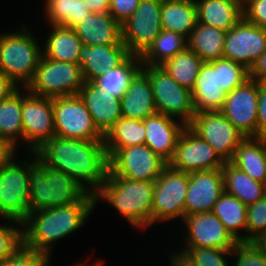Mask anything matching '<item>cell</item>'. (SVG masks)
<instances>
[{
    "mask_svg": "<svg viewBox=\"0 0 266 266\" xmlns=\"http://www.w3.org/2000/svg\"><path fill=\"white\" fill-rule=\"evenodd\" d=\"M162 0H140L122 23V40L131 55L141 56L161 32Z\"/></svg>",
    "mask_w": 266,
    "mask_h": 266,
    "instance_id": "12",
    "label": "cell"
},
{
    "mask_svg": "<svg viewBox=\"0 0 266 266\" xmlns=\"http://www.w3.org/2000/svg\"><path fill=\"white\" fill-rule=\"evenodd\" d=\"M204 61L189 48L166 60L160 67L178 84L188 88L194 87L196 77Z\"/></svg>",
    "mask_w": 266,
    "mask_h": 266,
    "instance_id": "37",
    "label": "cell"
},
{
    "mask_svg": "<svg viewBox=\"0 0 266 266\" xmlns=\"http://www.w3.org/2000/svg\"><path fill=\"white\" fill-rule=\"evenodd\" d=\"M266 50V28L242 18L226 33L223 57L245 65L248 69Z\"/></svg>",
    "mask_w": 266,
    "mask_h": 266,
    "instance_id": "17",
    "label": "cell"
},
{
    "mask_svg": "<svg viewBox=\"0 0 266 266\" xmlns=\"http://www.w3.org/2000/svg\"><path fill=\"white\" fill-rule=\"evenodd\" d=\"M141 70L151 82L157 113L180 117V121L189 126L196 114L191 91L178 84L160 66L142 65Z\"/></svg>",
    "mask_w": 266,
    "mask_h": 266,
    "instance_id": "7",
    "label": "cell"
},
{
    "mask_svg": "<svg viewBox=\"0 0 266 266\" xmlns=\"http://www.w3.org/2000/svg\"><path fill=\"white\" fill-rule=\"evenodd\" d=\"M197 23L220 28H233L243 18L242 1L237 0H195Z\"/></svg>",
    "mask_w": 266,
    "mask_h": 266,
    "instance_id": "26",
    "label": "cell"
},
{
    "mask_svg": "<svg viewBox=\"0 0 266 266\" xmlns=\"http://www.w3.org/2000/svg\"><path fill=\"white\" fill-rule=\"evenodd\" d=\"M247 207L237 197L224 191L212 209V212L238 242H242L239 229L242 228L247 232Z\"/></svg>",
    "mask_w": 266,
    "mask_h": 266,
    "instance_id": "35",
    "label": "cell"
},
{
    "mask_svg": "<svg viewBox=\"0 0 266 266\" xmlns=\"http://www.w3.org/2000/svg\"><path fill=\"white\" fill-rule=\"evenodd\" d=\"M21 86L0 101V137L16 151L17 139L23 140Z\"/></svg>",
    "mask_w": 266,
    "mask_h": 266,
    "instance_id": "32",
    "label": "cell"
},
{
    "mask_svg": "<svg viewBox=\"0 0 266 266\" xmlns=\"http://www.w3.org/2000/svg\"><path fill=\"white\" fill-rule=\"evenodd\" d=\"M224 163L214 148L187 126L179 137L168 165L174 170L191 173L221 169Z\"/></svg>",
    "mask_w": 266,
    "mask_h": 266,
    "instance_id": "15",
    "label": "cell"
},
{
    "mask_svg": "<svg viewBox=\"0 0 266 266\" xmlns=\"http://www.w3.org/2000/svg\"><path fill=\"white\" fill-rule=\"evenodd\" d=\"M197 24L195 1H162L161 29L177 32L189 37Z\"/></svg>",
    "mask_w": 266,
    "mask_h": 266,
    "instance_id": "31",
    "label": "cell"
},
{
    "mask_svg": "<svg viewBox=\"0 0 266 266\" xmlns=\"http://www.w3.org/2000/svg\"><path fill=\"white\" fill-rule=\"evenodd\" d=\"M55 136L84 141H104L78 94L52 98Z\"/></svg>",
    "mask_w": 266,
    "mask_h": 266,
    "instance_id": "10",
    "label": "cell"
},
{
    "mask_svg": "<svg viewBox=\"0 0 266 266\" xmlns=\"http://www.w3.org/2000/svg\"><path fill=\"white\" fill-rule=\"evenodd\" d=\"M259 83L252 79L226 94L221 113L245 137L257 138Z\"/></svg>",
    "mask_w": 266,
    "mask_h": 266,
    "instance_id": "16",
    "label": "cell"
},
{
    "mask_svg": "<svg viewBox=\"0 0 266 266\" xmlns=\"http://www.w3.org/2000/svg\"><path fill=\"white\" fill-rule=\"evenodd\" d=\"M170 258L171 266H197L191 256L185 250H182V252H177L176 255L172 254Z\"/></svg>",
    "mask_w": 266,
    "mask_h": 266,
    "instance_id": "50",
    "label": "cell"
},
{
    "mask_svg": "<svg viewBox=\"0 0 266 266\" xmlns=\"http://www.w3.org/2000/svg\"><path fill=\"white\" fill-rule=\"evenodd\" d=\"M250 243L266 256V230L256 236Z\"/></svg>",
    "mask_w": 266,
    "mask_h": 266,
    "instance_id": "53",
    "label": "cell"
},
{
    "mask_svg": "<svg viewBox=\"0 0 266 266\" xmlns=\"http://www.w3.org/2000/svg\"><path fill=\"white\" fill-rule=\"evenodd\" d=\"M141 68L140 56L130 55L120 66L107 70L93 83L100 89L121 98Z\"/></svg>",
    "mask_w": 266,
    "mask_h": 266,
    "instance_id": "36",
    "label": "cell"
},
{
    "mask_svg": "<svg viewBox=\"0 0 266 266\" xmlns=\"http://www.w3.org/2000/svg\"><path fill=\"white\" fill-rule=\"evenodd\" d=\"M189 127L207 141L224 162H230L246 138L220 111L196 113Z\"/></svg>",
    "mask_w": 266,
    "mask_h": 266,
    "instance_id": "13",
    "label": "cell"
},
{
    "mask_svg": "<svg viewBox=\"0 0 266 266\" xmlns=\"http://www.w3.org/2000/svg\"><path fill=\"white\" fill-rule=\"evenodd\" d=\"M131 54L124 44L83 45L78 58L84 82H93L107 70L120 66Z\"/></svg>",
    "mask_w": 266,
    "mask_h": 266,
    "instance_id": "22",
    "label": "cell"
},
{
    "mask_svg": "<svg viewBox=\"0 0 266 266\" xmlns=\"http://www.w3.org/2000/svg\"><path fill=\"white\" fill-rule=\"evenodd\" d=\"M15 226L0 225V263L13 255L22 245V229Z\"/></svg>",
    "mask_w": 266,
    "mask_h": 266,
    "instance_id": "43",
    "label": "cell"
},
{
    "mask_svg": "<svg viewBox=\"0 0 266 266\" xmlns=\"http://www.w3.org/2000/svg\"><path fill=\"white\" fill-rule=\"evenodd\" d=\"M233 255L237 256L235 266H266V256L250 242H239Z\"/></svg>",
    "mask_w": 266,
    "mask_h": 266,
    "instance_id": "44",
    "label": "cell"
},
{
    "mask_svg": "<svg viewBox=\"0 0 266 266\" xmlns=\"http://www.w3.org/2000/svg\"><path fill=\"white\" fill-rule=\"evenodd\" d=\"M224 191L249 206L266 196V184L255 181L230 162L221 168Z\"/></svg>",
    "mask_w": 266,
    "mask_h": 266,
    "instance_id": "28",
    "label": "cell"
},
{
    "mask_svg": "<svg viewBox=\"0 0 266 266\" xmlns=\"http://www.w3.org/2000/svg\"><path fill=\"white\" fill-rule=\"evenodd\" d=\"M146 128L143 120L121 117L104 136L106 150L144 145Z\"/></svg>",
    "mask_w": 266,
    "mask_h": 266,
    "instance_id": "33",
    "label": "cell"
},
{
    "mask_svg": "<svg viewBox=\"0 0 266 266\" xmlns=\"http://www.w3.org/2000/svg\"><path fill=\"white\" fill-rule=\"evenodd\" d=\"M122 117L144 120L157 113L148 76L140 70L131 80L120 100Z\"/></svg>",
    "mask_w": 266,
    "mask_h": 266,
    "instance_id": "24",
    "label": "cell"
},
{
    "mask_svg": "<svg viewBox=\"0 0 266 266\" xmlns=\"http://www.w3.org/2000/svg\"><path fill=\"white\" fill-rule=\"evenodd\" d=\"M51 26L53 30L48 35L42 55L50 60L78 64L83 43L74 29L61 25Z\"/></svg>",
    "mask_w": 266,
    "mask_h": 266,
    "instance_id": "29",
    "label": "cell"
},
{
    "mask_svg": "<svg viewBox=\"0 0 266 266\" xmlns=\"http://www.w3.org/2000/svg\"><path fill=\"white\" fill-rule=\"evenodd\" d=\"M92 13H109L110 0H84Z\"/></svg>",
    "mask_w": 266,
    "mask_h": 266,
    "instance_id": "51",
    "label": "cell"
},
{
    "mask_svg": "<svg viewBox=\"0 0 266 266\" xmlns=\"http://www.w3.org/2000/svg\"><path fill=\"white\" fill-rule=\"evenodd\" d=\"M257 138L266 139V83H259Z\"/></svg>",
    "mask_w": 266,
    "mask_h": 266,
    "instance_id": "47",
    "label": "cell"
},
{
    "mask_svg": "<svg viewBox=\"0 0 266 266\" xmlns=\"http://www.w3.org/2000/svg\"><path fill=\"white\" fill-rule=\"evenodd\" d=\"M183 222L188 229L186 248L233 250L239 243L212 211L188 215Z\"/></svg>",
    "mask_w": 266,
    "mask_h": 266,
    "instance_id": "18",
    "label": "cell"
},
{
    "mask_svg": "<svg viewBox=\"0 0 266 266\" xmlns=\"http://www.w3.org/2000/svg\"><path fill=\"white\" fill-rule=\"evenodd\" d=\"M15 150L0 137V165H2Z\"/></svg>",
    "mask_w": 266,
    "mask_h": 266,
    "instance_id": "52",
    "label": "cell"
},
{
    "mask_svg": "<svg viewBox=\"0 0 266 266\" xmlns=\"http://www.w3.org/2000/svg\"><path fill=\"white\" fill-rule=\"evenodd\" d=\"M35 154L48 167L69 175L92 194L101 187L109 171L104 141L54 136L35 151Z\"/></svg>",
    "mask_w": 266,
    "mask_h": 266,
    "instance_id": "1",
    "label": "cell"
},
{
    "mask_svg": "<svg viewBox=\"0 0 266 266\" xmlns=\"http://www.w3.org/2000/svg\"><path fill=\"white\" fill-rule=\"evenodd\" d=\"M223 192L224 185L221 169L189 173L185 217L198 213L211 212Z\"/></svg>",
    "mask_w": 266,
    "mask_h": 266,
    "instance_id": "19",
    "label": "cell"
},
{
    "mask_svg": "<svg viewBox=\"0 0 266 266\" xmlns=\"http://www.w3.org/2000/svg\"><path fill=\"white\" fill-rule=\"evenodd\" d=\"M22 92L23 140L30 144L29 152L37 151L55 136L52 98Z\"/></svg>",
    "mask_w": 266,
    "mask_h": 266,
    "instance_id": "14",
    "label": "cell"
},
{
    "mask_svg": "<svg viewBox=\"0 0 266 266\" xmlns=\"http://www.w3.org/2000/svg\"><path fill=\"white\" fill-rule=\"evenodd\" d=\"M249 78L258 83H266V50L249 69Z\"/></svg>",
    "mask_w": 266,
    "mask_h": 266,
    "instance_id": "48",
    "label": "cell"
},
{
    "mask_svg": "<svg viewBox=\"0 0 266 266\" xmlns=\"http://www.w3.org/2000/svg\"><path fill=\"white\" fill-rule=\"evenodd\" d=\"M139 3L140 0H110L109 14L122 24L135 12Z\"/></svg>",
    "mask_w": 266,
    "mask_h": 266,
    "instance_id": "46",
    "label": "cell"
},
{
    "mask_svg": "<svg viewBox=\"0 0 266 266\" xmlns=\"http://www.w3.org/2000/svg\"><path fill=\"white\" fill-rule=\"evenodd\" d=\"M154 182L138 181L118 176H107L94 194L97 200L104 199L135 227L152 224Z\"/></svg>",
    "mask_w": 266,
    "mask_h": 266,
    "instance_id": "4",
    "label": "cell"
},
{
    "mask_svg": "<svg viewBox=\"0 0 266 266\" xmlns=\"http://www.w3.org/2000/svg\"><path fill=\"white\" fill-rule=\"evenodd\" d=\"M186 48H188L187 37L177 32L161 30L153 43L140 56V61L145 66H160Z\"/></svg>",
    "mask_w": 266,
    "mask_h": 266,
    "instance_id": "34",
    "label": "cell"
},
{
    "mask_svg": "<svg viewBox=\"0 0 266 266\" xmlns=\"http://www.w3.org/2000/svg\"><path fill=\"white\" fill-rule=\"evenodd\" d=\"M143 122L146 128L145 144L168 164L187 125L177 123L174 118L161 113L147 117Z\"/></svg>",
    "mask_w": 266,
    "mask_h": 266,
    "instance_id": "21",
    "label": "cell"
},
{
    "mask_svg": "<svg viewBox=\"0 0 266 266\" xmlns=\"http://www.w3.org/2000/svg\"><path fill=\"white\" fill-rule=\"evenodd\" d=\"M166 2H182V1H195V0H162Z\"/></svg>",
    "mask_w": 266,
    "mask_h": 266,
    "instance_id": "54",
    "label": "cell"
},
{
    "mask_svg": "<svg viewBox=\"0 0 266 266\" xmlns=\"http://www.w3.org/2000/svg\"><path fill=\"white\" fill-rule=\"evenodd\" d=\"M83 84L82 69L78 64L50 60L42 55L27 89L39 96L55 98L76 95Z\"/></svg>",
    "mask_w": 266,
    "mask_h": 266,
    "instance_id": "8",
    "label": "cell"
},
{
    "mask_svg": "<svg viewBox=\"0 0 266 266\" xmlns=\"http://www.w3.org/2000/svg\"><path fill=\"white\" fill-rule=\"evenodd\" d=\"M50 255L25 248L23 245L0 266H49Z\"/></svg>",
    "mask_w": 266,
    "mask_h": 266,
    "instance_id": "42",
    "label": "cell"
},
{
    "mask_svg": "<svg viewBox=\"0 0 266 266\" xmlns=\"http://www.w3.org/2000/svg\"><path fill=\"white\" fill-rule=\"evenodd\" d=\"M19 87L2 71H0V101L8 98Z\"/></svg>",
    "mask_w": 266,
    "mask_h": 266,
    "instance_id": "49",
    "label": "cell"
},
{
    "mask_svg": "<svg viewBox=\"0 0 266 266\" xmlns=\"http://www.w3.org/2000/svg\"><path fill=\"white\" fill-rule=\"evenodd\" d=\"M196 113L221 111L226 93L219 87L218 69L204 62L191 90Z\"/></svg>",
    "mask_w": 266,
    "mask_h": 266,
    "instance_id": "25",
    "label": "cell"
},
{
    "mask_svg": "<svg viewBox=\"0 0 266 266\" xmlns=\"http://www.w3.org/2000/svg\"><path fill=\"white\" fill-rule=\"evenodd\" d=\"M45 13L51 25L73 28L92 12L84 0H46Z\"/></svg>",
    "mask_w": 266,
    "mask_h": 266,
    "instance_id": "38",
    "label": "cell"
},
{
    "mask_svg": "<svg viewBox=\"0 0 266 266\" xmlns=\"http://www.w3.org/2000/svg\"><path fill=\"white\" fill-rule=\"evenodd\" d=\"M266 230V196L247 207V233L242 242H251Z\"/></svg>",
    "mask_w": 266,
    "mask_h": 266,
    "instance_id": "40",
    "label": "cell"
},
{
    "mask_svg": "<svg viewBox=\"0 0 266 266\" xmlns=\"http://www.w3.org/2000/svg\"><path fill=\"white\" fill-rule=\"evenodd\" d=\"M83 45L123 44L122 24L109 13H91L73 27Z\"/></svg>",
    "mask_w": 266,
    "mask_h": 266,
    "instance_id": "23",
    "label": "cell"
},
{
    "mask_svg": "<svg viewBox=\"0 0 266 266\" xmlns=\"http://www.w3.org/2000/svg\"><path fill=\"white\" fill-rule=\"evenodd\" d=\"M98 131L105 134L122 117L120 97L100 89L93 82H84L78 92Z\"/></svg>",
    "mask_w": 266,
    "mask_h": 266,
    "instance_id": "20",
    "label": "cell"
},
{
    "mask_svg": "<svg viewBox=\"0 0 266 266\" xmlns=\"http://www.w3.org/2000/svg\"><path fill=\"white\" fill-rule=\"evenodd\" d=\"M243 18L262 28H266V0H242Z\"/></svg>",
    "mask_w": 266,
    "mask_h": 266,
    "instance_id": "45",
    "label": "cell"
},
{
    "mask_svg": "<svg viewBox=\"0 0 266 266\" xmlns=\"http://www.w3.org/2000/svg\"><path fill=\"white\" fill-rule=\"evenodd\" d=\"M197 266H228L225 256L232 255L233 250L216 248H184Z\"/></svg>",
    "mask_w": 266,
    "mask_h": 266,
    "instance_id": "41",
    "label": "cell"
},
{
    "mask_svg": "<svg viewBox=\"0 0 266 266\" xmlns=\"http://www.w3.org/2000/svg\"><path fill=\"white\" fill-rule=\"evenodd\" d=\"M28 162L30 212L69 206L83 200L89 192L64 172L48 167L38 155Z\"/></svg>",
    "mask_w": 266,
    "mask_h": 266,
    "instance_id": "3",
    "label": "cell"
},
{
    "mask_svg": "<svg viewBox=\"0 0 266 266\" xmlns=\"http://www.w3.org/2000/svg\"><path fill=\"white\" fill-rule=\"evenodd\" d=\"M226 33L223 29L197 23L187 38L188 48L204 62L222 58Z\"/></svg>",
    "mask_w": 266,
    "mask_h": 266,
    "instance_id": "30",
    "label": "cell"
},
{
    "mask_svg": "<svg viewBox=\"0 0 266 266\" xmlns=\"http://www.w3.org/2000/svg\"><path fill=\"white\" fill-rule=\"evenodd\" d=\"M109 160L107 176L155 182L168 165L146 144L120 150H106Z\"/></svg>",
    "mask_w": 266,
    "mask_h": 266,
    "instance_id": "9",
    "label": "cell"
},
{
    "mask_svg": "<svg viewBox=\"0 0 266 266\" xmlns=\"http://www.w3.org/2000/svg\"><path fill=\"white\" fill-rule=\"evenodd\" d=\"M95 206V195L89 193L69 206L30 212L22 223L23 246L50 255L52 243L82 227Z\"/></svg>",
    "mask_w": 266,
    "mask_h": 266,
    "instance_id": "2",
    "label": "cell"
},
{
    "mask_svg": "<svg viewBox=\"0 0 266 266\" xmlns=\"http://www.w3.org/2000/svg\"><path fill=\"white\" fill-rule=\"evenodd\" d=\"M22 27L24 31L19 33L0 34V71L18 87L20 82L27 88L34 79L42 50L33 35Z\"/></svg>",
    "mask_w": 266,
    "mask_h": 266,
    "instance_id": "5",
    "label": "cell"
},
{
    "mask_svg": "<svg viewBox=\"0 0 266 266\" xmlns=\"http://www.w3.org/2000/svg\"><path fill=\"white\" fill-rule=\"evenodd\" d=\"M230 163L255 181L266 184V139L246 137Z\"/></svg>",
    "mask_w": 266,
    "mask_h": 266,
    "instance_id": "27",
    "label": "cell"
},
{
    "mask_svg": "<svg viewBox=\"0 0 266 266\" xmlns=\"http://www.w3.org/2000/svg\"><path fill=\"white\" fill-rule=\"evenodd\" d=\"M189 173L177 171L167 165L154 182L152 224L185 217Z\"/></svg>",
    "mask_w": 266,
    "mask_h": 266,
    "instance_id": "11",
    "label": "cell"
},
{
    "mask_svg": "<svg viewBox=\"0 0 266 266\" xmlns=\"http://www.w3.org/2000/svg\"><path fill=\"white\" fill-rule=\"evenodd\" d=\"M210 63L218 69L219 87L226 94L250 79L249 69L239 62L222 57Z\"/></svg>",
    "mask_w": 266,
    "mask_h": 266,
    "instance_id": "39",
    "label": "cell"
},
{
    "mask_svg": "<svg viewBox=\"0 0 266 266\" xmlns=\"http://www.w3.org/2000/svg\"><path fill=\"white\" fill-rule=\"evenodd\" d=\"M14 155L0 165V217L22 226L30 214L28 162L21 166Z\"/></svg>",
    "mask_w": 266,
    "mask_h": 266,
    "instance_id": "6",
    "label": "cell"
}]
</instances>
